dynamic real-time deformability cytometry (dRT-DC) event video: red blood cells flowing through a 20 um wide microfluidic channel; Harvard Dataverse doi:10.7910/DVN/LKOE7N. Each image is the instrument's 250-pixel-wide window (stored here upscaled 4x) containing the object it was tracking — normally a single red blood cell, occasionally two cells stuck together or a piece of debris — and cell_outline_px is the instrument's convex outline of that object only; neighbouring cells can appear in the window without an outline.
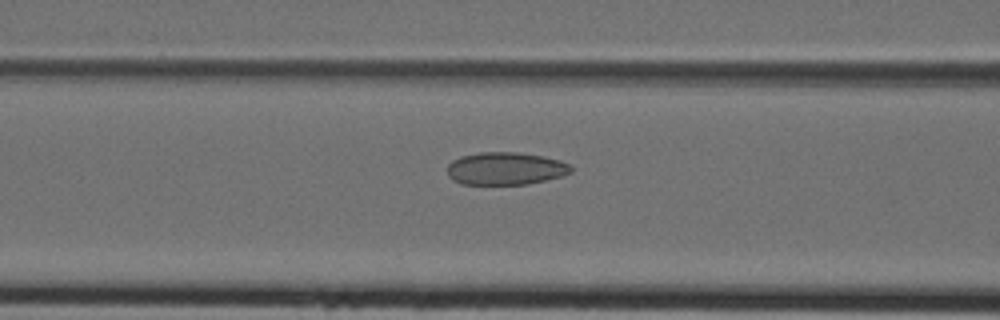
{"species": "Egyptian fruit bat (a non-hibernating species)", "species_latin": "Rousettus aegyptiacus", "temperature_condition": "cold", "stored_images_in_passage": 25, "camera_frame_rate_fps": 3000, "um_per_image_px": 0.085, "animal": {"sex": "female"}, "frame": {"image": 1, "passage_image": 5, "time_ms": 1.333, "image_size_px": [1000, 320], "cell_outline_px": [[572, 172], [560, 176], [528, 184], [460, 184], [452, 180], [448, 176], [448, 164], [452, 160], [460, 156], [480, 152], [520, 152], [544, 156], [560, 160], [568, 164], [572, 168]], "centroid_in_image_um": [42.94, 14.32], "position_along_channel_um": 123.7, "area_um2": 23.64}}
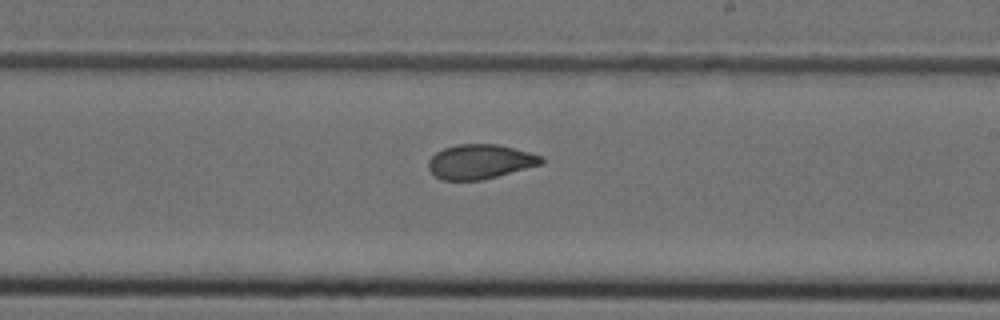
{"frame": {"image": 2, "passage_image": 13, "time_ms": 4.0, "image_size_px": [1000, 320], "cell_outline_px": [[544, 164], [480, 180], [440, 180], [428, 168], [428, 160], [436, 152], [444, 148], [460, 144], [496, 144], [544, 156]], "centroid_in_image_um": [40.81, 13.74], "position_along_channel_um": 248.2, "area_um2": 22.6}}
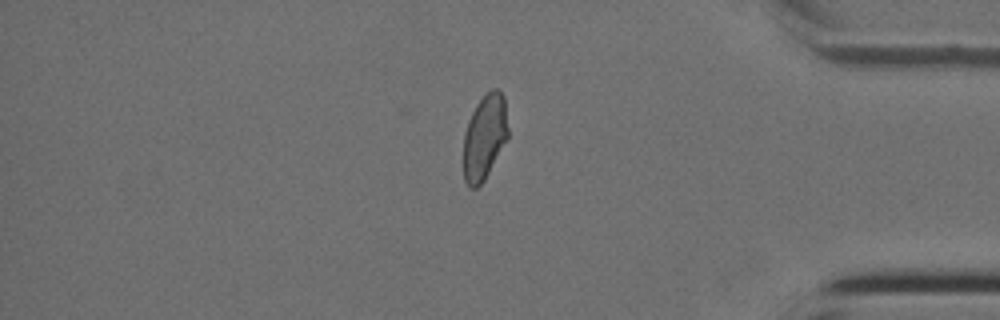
{"frame": {"image": 3, "passage_image": 24, "time_ms": 7.667, "image_size_px": [1000, 320], "cell_outline_px": [[508, 140], [484, 180], [476, 188], [468, 188], [464, 180], [464, 132], [468, 120], [476, 104], [492, 88], [496, 88], [504, 96], [508, 128]], "centroid_in_image_um": [41.19, 11.67], "position_along_channel_um": 394.0, "area_um2": 22.25}}